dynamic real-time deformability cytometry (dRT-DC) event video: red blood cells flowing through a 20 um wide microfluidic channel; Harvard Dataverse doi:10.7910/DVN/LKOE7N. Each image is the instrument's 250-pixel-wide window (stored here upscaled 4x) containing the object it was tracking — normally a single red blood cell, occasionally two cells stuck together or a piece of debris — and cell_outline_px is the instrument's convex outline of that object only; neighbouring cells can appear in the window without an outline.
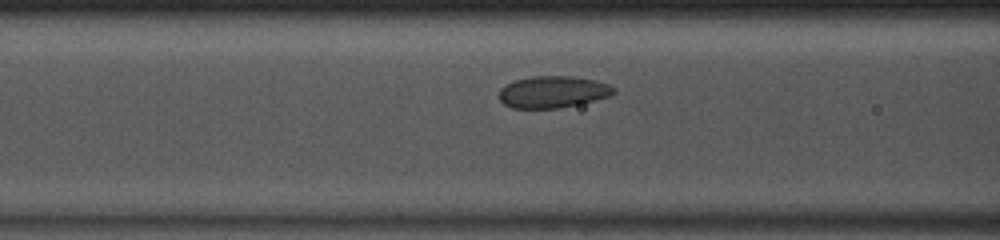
{"species": "common noctule bat (a hibernating species)", "species_latin": "Nyctalus noctula", "temperature_condition": "room temperature", "stored_images_in_passage": 38, "camera_frame_rate_fps": 3000, "um_per_image_px": 0.085, "animal": {"sex": "male", "body_mass_g": 13.0, "forearm_length_mm": 53.1}, "frame": {"image": 1, "passage_image": 14, "time_ms": 4.333, "image_size_px": [1000, 240], "cell_outline_px": [[616, 92], [608, 96], [580, 104], [560, 108], [512, 108], [504, 104], [500, 100], [500, 88], [516, 80], [532, 76], [572, 76], [596, 80], [608, 84], [616, 88]], "centroid_in_image_um": [47.01, 7.81], "position_along_channel_um": 119.6, "area_um2": 21.21}}
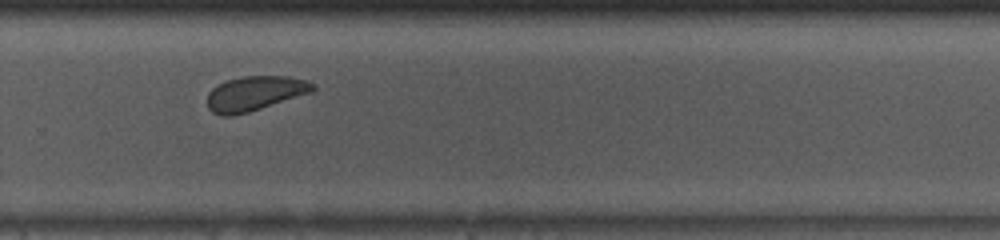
{"frame": {"image": 2, "passage_image": 28, "time_ms": 9.0, "image_size_px": [1000, 240], "cell_outline_px": [[316, 88], [312, 92], [248, 112], [232, 116], [224, 116], [212, 112], [208, 108], [208, 92], [212, 88], [228, 80], [244, 76], [288, 76], [308, 80], [316, 84]], "centroid_in_image_um": [21.69, 7.93], "position_along_channel_um": 308.1, "area_um2": 21.21}}
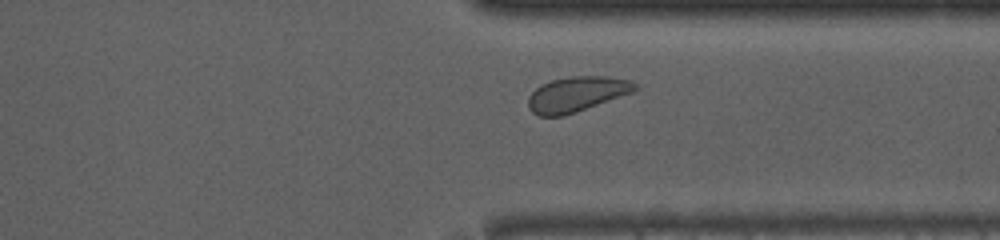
{"frame": {"image": 3, "passage_image": 32, "time_ms": 10.333, "image_size_px": [1000, 240], "cell_outline_px": [[640, 88], [636, 92], [564, 116], [540, 116], [532, 112], [528, 108], [528, 96], [540, 84], [552, 80], [568, 76], [612, 76], [632, 80]], "centroid_in_image_um": [49.08, 7.99], "position_along_channel_um": 362.3, "area_um2": 22.37}}